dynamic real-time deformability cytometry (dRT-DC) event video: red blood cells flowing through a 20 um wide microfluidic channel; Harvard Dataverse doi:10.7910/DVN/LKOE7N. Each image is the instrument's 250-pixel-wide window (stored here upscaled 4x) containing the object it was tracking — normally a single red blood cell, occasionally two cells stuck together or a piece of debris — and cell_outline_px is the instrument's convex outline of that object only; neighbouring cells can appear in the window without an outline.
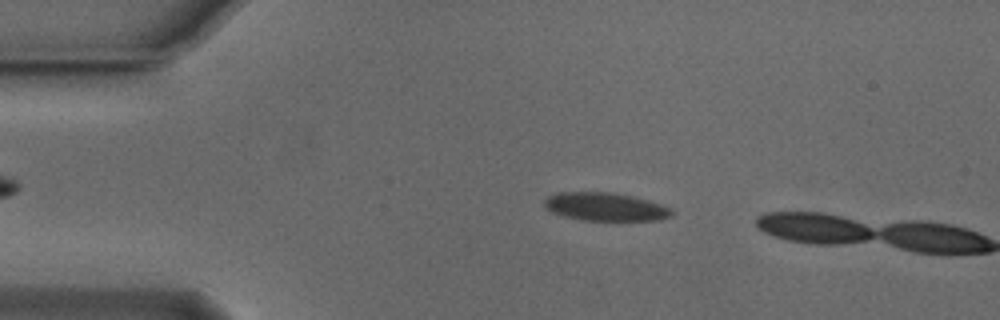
{"species": "Egyptian fruit bat (a non-hibernating species)", "species_latin": "Rousettus aegyptiacus", "temperature_condition": "cold", "stored_images_in_passage": 9, "camera_frame_rate_fps": 3000, "um_per_image_px": 0.085, "animal": {"sex": "male"}, "frame": {"image": 1, "passage_image": 8, "time_ms": 2.333, "image_size_px": [1000, 320], "cell_outline_px": [[676, 212], [672, 216], [660, 220], [580, 220], [564, 216], [552, 212], [544, 208], [544, 200], [548, 196], [560, 192], [608, 192], [628, 196], [660, 204]], "centroid_in_image_um": [51.41, 17.59], "position_along_channel_um": 33.6, "area_um2": 20.69}}